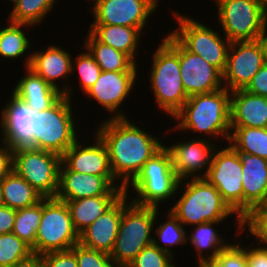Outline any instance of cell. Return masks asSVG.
<instances>
[{"label": "cell", "instance_id": "cell-1", "mask_svg": "<svg viewBox=\"0 0 267 267\" xmlns=\"http://www.w3.org/2000/svg\"><path fill=\"white\" fill-rule=\"evenodd\" d=\"M104 120L93 132L106 145L114 178L125 188L145 162L164 147V142L161 143L163 140L153 130L151 133L144 130L130 121L132 119L105 117Z\"/></svg>", "mask_w": 267, "mask_h": 267}, {"label": "cell", "instance_id": "cell-2", "mask_svg": "<svg viewBox=\"0 0 267 267\" xmlns=\"http://www.w3.org/2000/svg\"><path fill=\"white\" fill-rule=\"evenodd\" d=\"M230 97L231 91L225 87L210 93L189 96L183 107L172 117L177 121L173 123L177 125L168 130L192 132L196 135L195 138L207 139L217 144L216 140L225 139L227 144L231 133Z\"/></svg>", "mask_w": 267, "mask_h": 267}, {"label": "cell", "instance_id": "cell-3", "mask_svg": "<svg viewBox=\"0 0 267 267\" xmlns=\"http://www.w3.org/2000/svg\"><path fill=\"white\" fill-rule=\"evenodd\" d=\"M180 190V192H179ZM180 193V196H177ZM175 204L170 211L188 229L190 226L213 221H226L229 218L236 221L238 229L235 238H243V220L223 200L219 191L205 178H192L179 181ZM236 215V216H235ZM233 216V217H232Z\"/></svg>", "mask_w": 267, "mask_h": 267}, {"label": "cell", "instance_id": "cell-4", "mask_svg": "<svg viewBox=\"0 0 267 267\" xmlns=\"http://www.w3.org/2000/svg\"><path fill=\"white\" fill-rule=\"evenodd\" d=\"M162 37L157 49L152 50L149 89L154 93L157 110L172 118L189 97L181 80L179 41L171 33Z\"/></svg>", "mask_w": 267, "mask_h": 267}, {"label": "cell", "instance_id": "cell-5", "mask_svg": "<svg viewBox=\"0 0 267 267\" xmlns=\"http://www.w3.org/2000/svg\"><path fill=\"white\" fill-rule=\"evenodd\" d=\"M72 101L63 95L49 109L34 111L33 146L31 148L50 151L62 156L82 137L79 135H84L78 127L80 123L77 122L80 119L75 116L72 108L75 103Z\"/></svg>", "mask_w": 267, "mask_h": 267}, {"label": "cell", "instance_id": "cell-6", "mask_svg": "<svg viewBox=\"0 0 267 267\" xmlns=\"http://www.w3.org/2000/svg\"><path fill=\"white\" fill-rule=\"evenodd\" d=\"M155 221L156 207L136 205L128 195H123L122 218L110 253L116 267H127L145 247L153 244Z\"/></svg>", "mask_w": 267, "mask_h": 267}, {"label": "cell", "instance_id": "cell-7", "mask_svg": "<svg viewBox=\"0 0 267 267\" xmlns=\"http://www.w3.org/2000/svg\"><path fill=\"white\" fill-rule=\"evenodd\" d=\"M176 28L170 32L188 51L201 56L206 62L224 72L230 41L219 31L190 15L171 11Z\"/></svg>", "mask_w": 267, "mask_h": 267}, {"label": "cell", "instance_id": "cell-8", "mask_svg": "<svg viewBox=\"0 0 267 267\" xmlns=\"http://www.w3.org/2000/svg\"><path fill=\"white\" fill-rule=\"evenodd\" d=\"M79 243L66 202L42 198V218L35 237V254L67 251Z\"/></svg>", "mask_w": 267, "mask_h": 267}, {"label": "cell", "instance_id": "cell-9", "mask_svg": "<svg viewBox=\"0 0 267 267\" xmlns=\"http://www.w3.org/2000/svg\"><path fill=\"white\" fill-rule=\"evenodd\" d=\"M61 163L62 156L50 151L31 147L13 150V170L43 198H55Z\"/></svg>", "mask_w": 267, "mask_h": 267}, {"label": "cell", "instance_id": "cell-10", "mask_svg": "<svg viewBox=\"0 0 267 267\" xmlns=\"http://www.w3.org/2000/svg\"><path fill=\"white\" fill-rule=\"evenodd\" d=\"M222 34L230 41L258 40L264 28L263 7L256 0H213Z\"/></svg>", "mask_w": 267, "mask_h": 267}, {"label": "cell", "instance_id": "cell-11", "mask_svg": "<svg viewBox=\"0 0 267 267\" xmlns=\"http://www.w3.org/2000/svg\"><path fill=\"white\" fill-rule=\"evenodd\" d=\"M219 145L214 150L205 179L219 191L223 200L243 220V173L240 155L229 144L224 145L225 148Z\"/></svg>", "mask_w": 267, "mask_h": 267}, {"label": "cell", "instance_id": "cell-12", "mask_svg": "<svg viewBox=\"0 0 267 267\" xmlns=\"http://www.w3.org/2000/svg\"><path fill=\"white\" fill-rule=\"evenodd\" d=\"M93 16L90 25H120L137 29L149 26L159 0H89ZM148 21V22H147Z\"/></svg>", "mask_w": 267, "mask_h": 267}, {"label": "cell", "instance_id": "cell-13", "mask_svg": "<svg viewBox=\"0 0 267 267\" xmlns=\"http://www.w3.org/2000/svg\"><path fill=\"white\" fill-rule=\"evenodd\" d=\"M265 63L258 40L231 42L222 73L223 86L231 92L245 89Z\"/></svg>", "mask_w": 267, "mask_h": 267}, {"label": "cell", "instance_id": "cell-14", "mask_svg": "<svg viewBox=\"0 0 267 267\" xmlns=\"http://www.w3.org/2000/svg\"><path fill=\"white\" fill-rule=\"evenodd\" d=\"M138 72H106L102 71L100 77L92 85L85 96L111 113L108 119L128 118L126 111L122 109L123 102L131 96L136 87ZM112 115V116H111Z\"/></svg>", "mask_w": 267, "mask_h": 267}, {"label": "cell", "instance_id": "cell-15", "mask_svg": "<svg viewBox=\"0 0 267 267\" xmlns=\"http://www.w3.org/2000/svg\"><path fill=\"white\" fill-rule=\"evenodd\" d=\"M191 138L185 141L183 137L179 140L180 142L174 141L171 145L164 144L171 155L173 169L180 181L205 178L211 165L214 150L218 147L217 143L213 141Z\"/></svg>", "mask_w": 267, "mask_h": 267}, {"label": "cell", "instance_id": "cell-16", "mask_svg": "<svg viewBox=\"0 0 267 267\" xmlns=\"http://www.w3.org/2000/svg\"><path fill=\"white\" fill-rule=\"evenodd\" d=\"M118 182L114 176H97L70 171L61 163L55 198L76 200L100 195H124L125 188Z\"/></svg>", "mask_w": 267, "mask_h": 267}, {"label": "cell", "instance_id": "cell-17", "mask_svg": "<svg viewBox=\"0 0 267 267\" xmlns=\"http://www.w3.org/2000/svg\"><path fill=\"white\" fill-rule=\"evenodd\" d=\"M31 53L29 69L43 78L51 87L73 100V85H69L68 80L66 81V79L70 81L68 77H71L73 55L57 44H50L45 49L31 51ZM59 81L64 83L60 84Z\"/></svg>", "mask_w": 267, "mask_h": 267}, {"label": "cell", "instance_id": "cell-18", "mask_svg": "<svg viewBox=\"0 0 267 267\" xmlns=\"http://www.w3.org/2000/svg\"><path fill=\"white\" fill-rule=\"evenodd\" d=\"M10 94L0 110V140L13 150L32 147L34 110L13 92Z\"/></svg>", "mask_w": 267, "mask_h": 267}, {"label": "cell", "instance_id": "cell-19", "mask_svg": "<svg viewBox=\"0 0 267 267\" xmlns=\"http://www.w3.org/2000/svg\"><path fill=\"white\" fill-rule=\"evenodd\" d=\"M92 134L94 135H92L93 141L83 136L82 138L86 141L81 138L72 144L62 155V163L70 171L81 174L114 176L106 145L95 132Z\"/></svg>", "mask_w": 267, "mask_h": 267}, {"label": "cell", "instance_id": "cell-20", "mask_svg": "<svg viewBox=\"0 0 267 267\" xmlns=\"http://www.w3.org/2000/svg\"><path fill=\"white\" fill-rule=\"evenodd\" d=\"M179 63L182 84L188 97L224 88L222 73L201 56L188 51L180 42Z\"/></svg>", "mask_w": 267, "mask_h": 267}, {"label": "cell", "instance_id": "cell-21", "mask_svg": "<svg viewBox=\"0 0 267 267\" xmlns=\"http://www.w3.org/2000/svg\"><path fill=\"white\" fill-rule=\"evenodd\" d=\"M242 166L243 220L267 196V159L239 153Z\"/></svg>", "mask_w": 267, "mask_h": 267}, {"label": "cell", "instance_id": "cell-22", "mask_svg": "<svg viewBox=\"0 0 267 267\" xmlns=\"http://www.w3.org/2000/svg\"><path fill=\"white\" fill-rule=\"evenodd\" d=\"M123 212V196L79 234V243L110 254L114 248Z\"/></svg>", "mask_w": 267, "mask_h": 267}, {"label": "cell", "instance_id": "cell-23", "mask_svg": "<svg viewBox=\"0 0 267 267\" xmlns=\"http://www.w3.org/2000/svg\"><path fill=\"white\" fill-rule=\"evenodd\" d=\"M230 127L267 128V98L244 89L232 91Z\"/></svg>", "mask_w": 267, "mask_h": 267}, {"label": "cell", "instance_id": "cell-24", "mask_svg": "<svg viewBox=\"0 0 267 267\" xmlns=\"http://www.w3.org/2000/svg\"><path fill=\"white\" fill-rule=\"evenodd\" d=\"M17 82L12 92L35 112L49 109L63 96L29 68H25L24 76L21 75Z\"/></svg>", "mask_w": 267, "mask_h": 267}, {"label": "cell", "instance_id": "cell-25", "mask_svg": "<svg viewBox=\"0 0 267 267\" xmlns=\"http://www.w3.org/2000/svg\"><path fill=\"white\" fill-rule=\"evenodd\" d=\"M179 181L178 178L132 180L125 187V194L133 198L131 201L136 205L160 208L163 206L161 203H167L175 198ZM129 188L135 193L133 197L130 196Z\"/></svg>", "mask_w": 267, "mask_h": 267}, {"label": "cell", "instance_id": "cell-26", "mask_svg": "<svg viewBox=\"0 0 267 267\" xmlns=\"http://www.w3.org/2000/svg\"><path fill=\"white\" fill-rule=\"evenodd\" d=\"M223 222L225 221L206 222L190 227L192 231L187 234V243H190L189 245L194 249V253L197 252L195 256H197L198 266L215 259L221 251L232 243L226 240L227 236L218 232L217 225L226 224V222Z\"/></svg>", "mask_w": 267, "mask_h": 267}, {"label": "cell", "instance_id": "cell-27", "mask_svg": "<svg viewBox=\"0 0 267 267\" xmlns=\"http://www.w3.org/2000/svg\"><path fill=\"white\" fill-rule=\"evenodd\" d=\"M143 30L148 31L120 25H90L89 29L100 42L125 53L136 64L139 61L136 57L140 53L138 50L142 43Z\"/></svg>", "mask_w": 267, "mask_h": 267}, {"label": "cell", "instance_id": "cell-28", "mask_svg": "<svg viewBox=\"0 0 267 267\" xmlns=\"http://www.w3.org/2000/svg\"><path fill=\"white\" fill-rule=\"evenodd\" d=\"M123 195H100L76 200H61L66 202L73 226L80 234L100 215L110 209Z\"/></svg>", "mask_w": 267, "mask_h": 267}, {"label": "cell", "instance_id": "cell-29", "mask_svg": "<svg viewBox=\"0 0 267 267\" xmlns=\"http://www.w3.org/2000/svg\"><path fill=\"white\" fill-rule=\"evenodd\" d=\"M87 32L82 46L93 56L102 71L139 72V67L128 55L100 42L90 31Z\"/></svg>", "mask_w": 267, "mask_h": 267}, {"label": "cell", "instance_id": "cell-30", "mask_svg": "<svg viewBox=\"0 0 267 267\" xmlns=\"http://www.w3.org/2000/svg\"><path fill=\"white\" fill-rule=\"evenodd\" d=\"M7 23H5V26L3 25L0 32V58L2 57L1 59L4 58V60H16L20 57L23 58L26 54L25 58H23L26 61L24 63V68H29L32 54L30 49H32L34 45L30 42L29 38L31 36H29V33L25 32L23 29L25 28L28 30L29 28L30 31V27L32 28L33 26L9 22L8 19Z\"/></svg>", "mask_w": 267, "mask_h": 267}, {"label": "cell", "instance_id": "cell-31", "mask_svg": "<svg viewBox=\"0 0 267 267\" xmlns=\"http://www.w3.org/2000/svg\"><path fill=\"white\" fill-rule=\"evenodd\" d=\"M3 204L14 210L39 202L43 197L20 175L12 170L1 181Z\"/></svg>", "mask_w": 267, "mask_h": 267}, {"label": "cell", "instance_id": "cell-32", "mask_svg": "<svg viewBox=\"0 0 267 267\" xmlns=\"http://www.w3.org/2000/svg\"><path fill=\"white\" fill-rule=\"evenodd\" d=\"M158 209L161 210L160 208H156V221L154 225H158L154 226L153 244L159 249L164 250L175 257L174 251L171 249V247L175 249L176 246L180 247L183 245L184 247L186 244H188V231H186L185 226L168 209L163 211V213L167 211L166 215H163L166 217V220H162L163 222L160 221L159 217H157L160 216Z\"/></svg>", "mask_w": 267, "mask_h": 267}, {"label": "cell", "instance_id": "cell-33", "mask_svg": "<svg viewBox=\"0 0 267 267\" xmlns=\"http://www.w3.org/2000/svg\"><path fill=\"white\" fill-rule=\"evenodd\" d=\"M228 143L239 153L267 159V128L230 127Z\"/></svg>", "mask_w": 267, "mask_h": 267}, {"label": "cell", "instance_id": "cell-34", "mask_svg": "<svg viewBox=\"0 0 267 267\" xmlns=\"http://www.w3.org/2000/svg\"><path fill=\"white\" fill-rule=\"evenodd\" d=\"M58 0H18L8 12V21L28 24L35 28L44 22L46 16L52 12Z\"/></svg>", "mask_w": 267, "mask_h": 267}, {"label": "cell", "instance_id": "cell-35", "mask_svg": "<svg viewBox=\"0 0 267 267\" xmlns=\"http://www.w3.org/2000/svg\"><path fill=\"white\" fill-rule=\"evenodd\" d=\"M42 218V199L36 204L16 210L12 233L28 244L35 253V237Z\"/></svg>", "mask_w": 267, "mask_h": 267}, {"label": "cell", "instance_id": "cell-36", "mask_svg": "<svg viewBox=\"0 0 267 267\" xmlns=\"http://www.w3.org/2000/svg\"><path fill=\"white\" fill-rule=\"evenodd\" d=\"M162 178H178L169 151L165 146L148 159L133 180H157Z\"/></svg>", "mask_w": 267, "mask_h": 267}, {"label": "cell", "instance_id": "cell-37", "mask_svg": "<svg viewBox=\"0 0 267 267\" xmlns=\"http://www.w3.org/2000/svg\"><path fill=\"white\" fill-rule=\"evenodd\" d=\"M80 49L85 51L79 52L76 58L73 57L75 60L72 61L71 74L74 75V73L77 72L76 74L79 76L78 86L85 94L98 80L102 70L86 48L82 46Z\"/></svg>", "mask_w": 267, "mask_h": 267}, {"label": "cell", "instance_id": "cell-38", "mask_svg": "<svg viewBox=\"0 0 267 267\" xmlns=\"http://www.w3.org/2000/svg\"><path fill=\"white\" fill-rule=\"evenodd\" d=\"M31 254V247L12 232L0 235V267H11Z\"/></svg>", "mask_w": 267, "mask_h": 267}, {"label": "cell", "instance_id": "cell-39", "mask_svg": "<svg viewBox=\"0 0 267 267\" xmlns=\"http://www.w3.org/2000/svg\"><path fill=\"white\" fill-rule=\"evenodd\" d=\"M175 257L154 244L145 247L127 267H178Z\"/></svg>", "mask_w": 267, "mask_h": 267}, {"label": "cell", "instance_id": "cell-40", "mask_svg": "<svg viewBox=\"0 0 267 267\" xmlns=\"http://www.w3.org/2000/svg\"><path fill=\"white\" fill-rule=\"evenodd\" d=\"M235 239L225 250L221 251L213 260L204 262L202 267H247L246 247Z\"/></svg>", "mask_w": 267, "mask_h": 267}, {"label": "cell", "instance_id": "cell-41", "mask_svg": "<svg viewBox=\"0 0 267 267\" xmlns=\"http://www.w3.org/2000/svg\"><path fill=\"white\" fill-rule=\"evenodd\" d=\"M76 256L78 267H116L110 254L76 244L70 249Z\"/></svg>", "mask_w": 267, "mask_h": 267}, {"label": "cell", "instance_id": "cell-42", "mask_svg": "<svg viewBox=\"0 0 267 267\" xmlns=\"http://www.w3.org/2000/svg\"><path fill=\"white\" fill-rule=\"evenodd\" d=\"M243 227L244 232L256 239L255 242L267 247V216H247L243 220Z\"/></svg>", "mask_w": 267, "mask_h": 267}, {"label": "cell", "instance_id": "cell-43", "mask_svg": "<svg viewBox=\"0 0 267 267\" xmlns=\"http://www.w3.org/2000/svg\"><path fill=\"white\" fill-rule=\"evenodd\" d=\"M45 267H78L75 254L71 250L49 252L42 255Z\"/></svg>", "mask_w": 267, "mask_h": 267}, {"label": "cell", "instance_id": "cell-44", "mask_svg": "<svg viewBox=\"0 0 267 267\" xmlns=\"http://www.w3.org/2000/svg\"><path fill=\"white\" fill-rule=\"evenodd\" d=\"M254 241L246 246L247 267H267V247ZM253 245V246H252ZM253 247V248H252Z\"/></svg>", "mask_w": 267, "mask_h": 267}, {"label": "cell", "instance_id": "cell-45", "mask_svg": "<svg viewBox=\"0 0 267 267\" xmlns=\"http://www.w3.org/2000/svg\"><path fill=\"white\" fill-rule=\"evenodd\" d=\"M244 90L267 98V62L253 76Z\"/></svg>", "mask_w": 267, "mask_h": 267}, {"label": "cell", "instance_id": "cell-46", "mask_svg": "<svg viewBox=\"0 0 267 267\" xmlns=\"http://www.w3.org/2000/svg\"><path fill=\"white\" fill-rule=\"evenodd\" d=\"M13 170V149L0 140V181Z\"/></svg>", "mask_w": 267, "mask_h": 267}, {"label": "cell", "instance_id": "cell-47", "mask_svg": "<svg viewBox=\"0 0 267 267\" xmlns=\"http://www.w3.org/2000/svg\"><path fill=\"white\" fill-rule=\"evenodd\" d=\"M15 216L16 210L5 205L0 207V235L13 231Z\"/></svg>", "mask_w": 267, "mask_h": 267}, {"label": "cell", "instance_id": "cell-48", "mask_svg": "<svg viewBox=\"0 0 267 267\" xmlns=\"http://www.w3.org/2000/svg\"><path fill=\"white\" fill-rule=\"evenodd\" d=\"M11 267H45L42 255L31 254L28 258L21 260Z\"/></svg>", "mask_w": 267, "mask_h": 267}, {"label": "cell", "instance_id": "cell-49", "mask_svg": "<svg viewBox=\"0 0 267 267\" xmlns=\"http://www.w3.org/2000/svg\"><path fill=\"white\" fill-rule=\"evenodd\" d=\"M258 42L261 44L263 54L267 62V26H264L263 30L261 31L258 37Z\"/></svg>", "mask_w": 267, "mask_h": 267}, {"label": "cell", "instance_id": "cell-50", "mask_svg": "<svg viewBox=\"0 0 267 267\" xmlns=\"http://www.w3.org/2000/svg\"><path fill=\"white\" fill-rule=\"evenodd\" d=\"M248 216H267V196L264 201Z\"/></svg>", "mask_w": 267, "mask_h": 267}, {"label": "cell", "instance_id": "cell-51", "mask_svg": "<svg viewBox=\"0 0 267 267\" xmlns=\"http://www.w3.org/2000/svg\"><path fill=\"white\" fill-rule=\"evenodd\" d=\"M263 23L267 26V4L263 6Z\"/></svg>", "mask_w": 267, "mask_h": 267}, {"label": "cell", "instance_id": "cell-52", "mask_svg": "<svg viewBox=\"0 0 267 267\" xmlns=\"http://www.w3.org/2000/svg\"><path fill=\"white\" fill-rule=\"evenodd\" d=\"M262 7L267 4V0H256Z\"/></svg>", "mask_w": 267, "mask_h": 267}, {"label": "cell", "instance_id": "cell-53", "mask_svg": "<svg viewBox=\"0 0 267 267\" xmlns=\"http://www.w3.org/2000/svg\"><path fill=\"white\" fill-rule=\"evenodd\" d=\"M3 196H2V192H1V184H0V207L3 206Z\"/></svg>", "mask_w": 267, "mask_h": 267}, {"label": "cell", "instance_id": "cell-54", "mask_svg": "<svg viewBox=\"0 0 267 267\" xmlns=\"http://www.w3.org/2000/svg\"><path fill=\"white\" fill-rule=\"evenodd\" d=\"M9 2L11 1L12 2V7L18 2V0H8Z\"/></svg>", "mask_w": 267, "mask_h": 267}]
</instances>
